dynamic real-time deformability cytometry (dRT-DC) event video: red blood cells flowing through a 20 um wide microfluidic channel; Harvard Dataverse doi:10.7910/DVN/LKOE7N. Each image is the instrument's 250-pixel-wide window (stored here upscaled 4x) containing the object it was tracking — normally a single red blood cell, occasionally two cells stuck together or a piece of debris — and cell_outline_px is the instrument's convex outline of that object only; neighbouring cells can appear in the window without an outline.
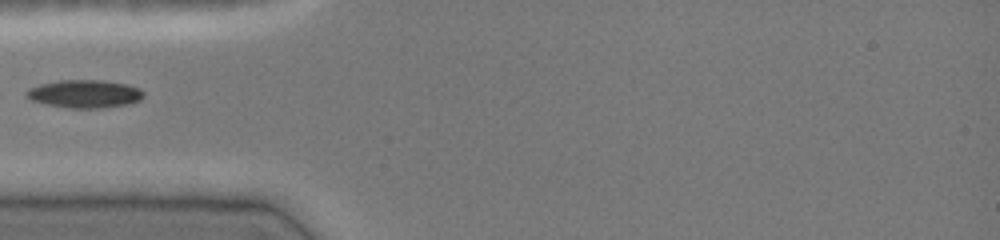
{"species": "common noctule bat (a hibernating species)", "species_latin": "Nyctalus noctula", "temperature_condition": "cold", "stored_images_in_passage": 32, "camera_frame_rate_fps": 3000, "um_per_image_px": 0.085, "animal": {"sex": "female", "body_mass_g": 19.0, "forearm_length_mm": 51.5}, "frame": {"image": 1, "passage_image": 1, "time_ms": 0.0, "image_size_px": [1000, 240], "cell_outline_px": [[144, 96], [140, 100], [128, 104], [100, 108], [72, 108], [48, 104], [32, 100], [24, 96], [24, 92], [28, 88], [40, 84], [60, 80], [100, 80], [128, 84], [140, 88], [144, 92]], "centroid_in_image_um": [7.2, 7.97], "position_along_channel_um": 77.8, "area_um2": 19.13}}